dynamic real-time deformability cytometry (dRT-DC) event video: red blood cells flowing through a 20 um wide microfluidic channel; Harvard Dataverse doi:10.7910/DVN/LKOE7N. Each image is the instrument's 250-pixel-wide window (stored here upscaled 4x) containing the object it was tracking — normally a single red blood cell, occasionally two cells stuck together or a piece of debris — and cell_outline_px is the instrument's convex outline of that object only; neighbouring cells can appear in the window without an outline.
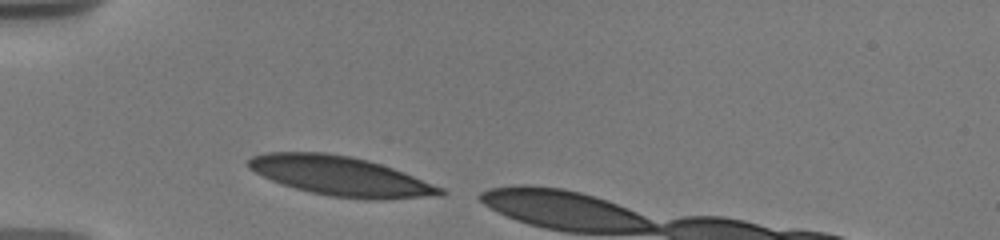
{"species": "human", "species_latin": "Homo sapiens", "temperature_condition": "warm", "stored_images_in_passage": 9, "camera_frame_rate_fps": 3000, "um_per_image_px": 0.085, "donor": {"sex": "male"}, "frame": {"image": 1, "passage_image": 1, "time_ms": 0.0, "image_size_px": [1000, 240], "cell_outline_px": [[448, 192], [444, 196], [380, 200], [368, 200], [328, 196], [296, 188], [272, 180], [248, 168], [248, 160], [252, 156], [268, 152], [324, 152], [352, 156], [368, 160], [404, 172], [444, 188]], "centroid_in_image_um": [29.03, 14.98], "position_along_channel_um": 56.0, "area_um2": 44.22}}